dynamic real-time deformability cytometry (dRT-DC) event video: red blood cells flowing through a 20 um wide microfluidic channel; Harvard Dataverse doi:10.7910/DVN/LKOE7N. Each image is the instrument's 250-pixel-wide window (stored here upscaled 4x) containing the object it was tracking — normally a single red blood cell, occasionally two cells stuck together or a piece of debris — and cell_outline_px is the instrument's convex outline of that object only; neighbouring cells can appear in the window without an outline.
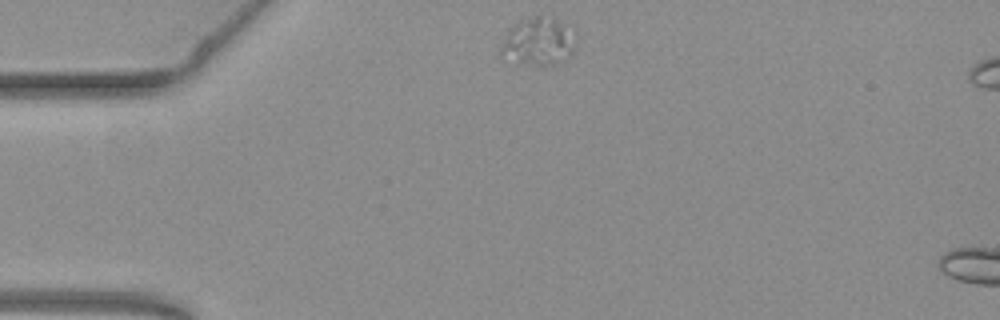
{"species": "common noctule bat (a hibernating species)", "species_latin": "Nyctalus noctula", "temperature_condition": "warm", "stored_images_in_passage": 4, "camera_frame_rate_fps": 3000, "um_per_image_px": 0.085, "animal": {"sex": "female", "body_mass_g": 19.3, "forearm_length_mm": 54.1}, "frame": {"image": 1, "passage_image": 1, "time_ms": 0.0, "image_size_px": [1000, 320], "cell_outline_px": [[576, 48], [572, 56], [564, 60], [552, 64], [516, 64], [500, 56], [500, 48], [512, 24], [528, 16], [540, 12], [552, 16], [576, 28]], "centroid_in_image_um": [45.83, 3.46], "position_along_channel_um": 39.2, "area_um2": 22.14}}